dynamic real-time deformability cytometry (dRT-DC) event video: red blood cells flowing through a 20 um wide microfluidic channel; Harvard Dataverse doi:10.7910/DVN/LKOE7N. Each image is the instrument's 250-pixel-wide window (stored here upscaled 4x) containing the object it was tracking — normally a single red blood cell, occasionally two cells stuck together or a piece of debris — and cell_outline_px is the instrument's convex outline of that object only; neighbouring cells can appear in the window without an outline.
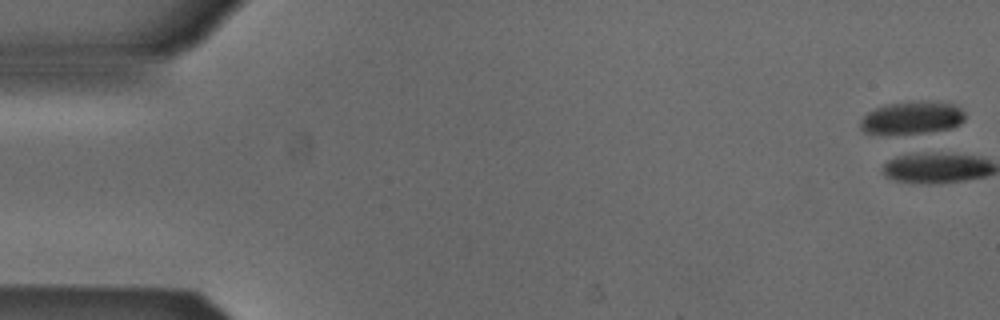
{"species": "Egyptian fruit bat (a non-hibernating species)", "species_latin": "Rousettus aegyptiacus", "temperature_condition": "cold", "stored_images_in_passage": 2, "camera_frame_rate_fps": 3000, "um_per_image_px": 0.085, "animal": {"sex": "male"}, "frame": {"image": 1, "passage_image": 1, "time_ms": 0.0, "image_size_px": [1000, 320], "cell_outline_px": [[964, 120], [960, 124], [952, 128], [924, 132], [864, 132], [860, 128], [860, 120], [868, 112], [876, 108], [892, 104], [952, 104], [960, 108], [964, 112]], "centroid_in_image_um": [77.53, 10.04], "position_along_channel_um": 7.5, "area_um2": 18.38}}